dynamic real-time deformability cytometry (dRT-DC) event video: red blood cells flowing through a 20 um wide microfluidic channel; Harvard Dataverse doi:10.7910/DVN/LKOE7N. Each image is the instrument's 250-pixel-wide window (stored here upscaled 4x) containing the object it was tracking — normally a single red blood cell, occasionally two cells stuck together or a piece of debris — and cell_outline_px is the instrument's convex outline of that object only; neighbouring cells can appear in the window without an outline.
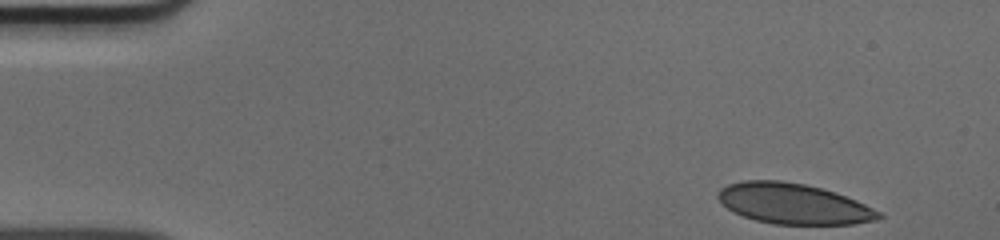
{"species": "human", "species_latin": "Homo sapiens", "temperature_condition": "cold", "stored_images_in_passage": 40, "camera_frame_rate_fps": 3000, "um_per_image_px": 0.085, "donor": {"sex": "male"}, "frame": {"image": 1, "passage_image": 1, "time_ms": 0.0, "image_size_px": [1000, 240], "cell_outline_px": [[884, 216], [876, 220], [852, 224], [772, 224], [756, 220], [732, 212], [716, 196], [716, 192], [720, 188], [728, 184], [744, 180], [780, 180], [804, 184], [836, 192], [856, 200], [880, 212]], "centroid_in_image_um": [67.42, 17.31], "position_along_channel_um": 17.6, "area_um2": 37.92}}
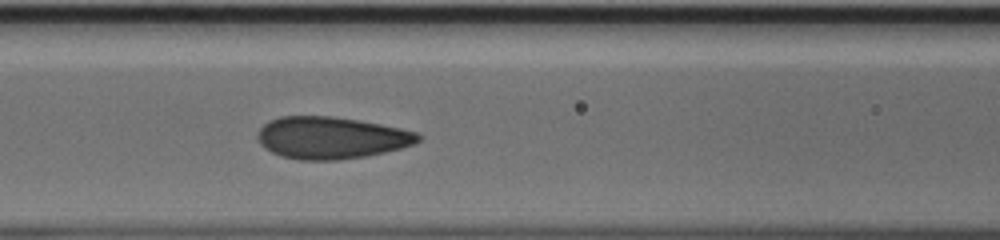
{"frame": {"image": 2, "passage_image": 18, "time_ms": 5.667, "image_size_px": [1000, 240], "cell_outline_px": [[424, 136], [420, 140], [412, 144], [400, 148], [384, 152], [364, 156], [336, 160], [300, 160], [280, 156], [264, 148], [260, 144], [256, 136], [256, 132], [268, 120], [280, 116], [332, 116], [360, 120], [400, 128], [416, 132]], "centroid_in_image_um": [28.11, 11.7], "position_along_channel_um": 138.5, "area_um2": 39.48}}
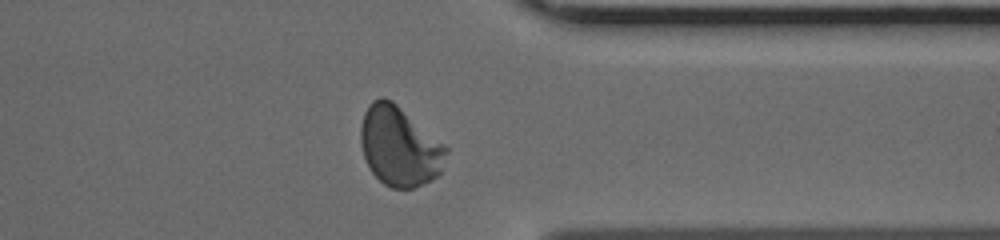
{"frame": {"image": 3, "passage_image": 36, "time_ms": 11.667, "image_size_px": [1000, 240], "cell_outline_px": [[448, 152], [440, 172], [436, 176], [416, 188], [392, 188], [384, 184], [368, 168], [364, 156], [360, 140], [360, 124], [364, 112], [368, 104], [372, 100], [380, 96], [384, 96], [392, 100], [444, 144], [448, 148]], "centroid_in_image_um": [33.92, 12.42], "position_along_channel_um": 377.5, "area_um2": 39.71}}